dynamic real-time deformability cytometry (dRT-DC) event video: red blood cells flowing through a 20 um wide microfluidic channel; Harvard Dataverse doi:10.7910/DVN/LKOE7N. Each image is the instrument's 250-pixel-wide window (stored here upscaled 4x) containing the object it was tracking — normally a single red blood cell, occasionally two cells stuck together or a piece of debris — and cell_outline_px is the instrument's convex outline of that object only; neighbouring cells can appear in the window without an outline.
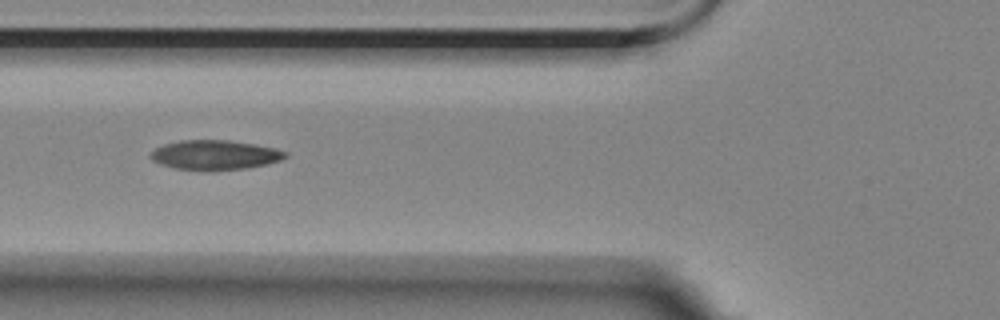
{"species": "Egyptian fruit bat (a non-hibernating species)", "species_latin": "Rousettus aegyptiacus", "temperature_condition": "room temperature", "stored_images_in_passage": 6, "camera_frame_rate_fps": 3000, "um_per_image_px": 0.085, "animal": {"sex": "female"}, "frame": {"image": 1, "passage_image": 2, "time_ms": 1.333, "image_size_px": [1000, 320], "cell_outline_px": [[288, 156], [280, 160], [268, 164], [248, 168], [172, 168], [160, 164], [152, 160], [148, 156], [156, 148], [164, 144], [180, 140], [228, 140], [276, 148], [288, 152]], "centroid_in_image_um": [18.28, 13.14], "position_along_channel_um": 107.5, "area_um2": 22.6}}
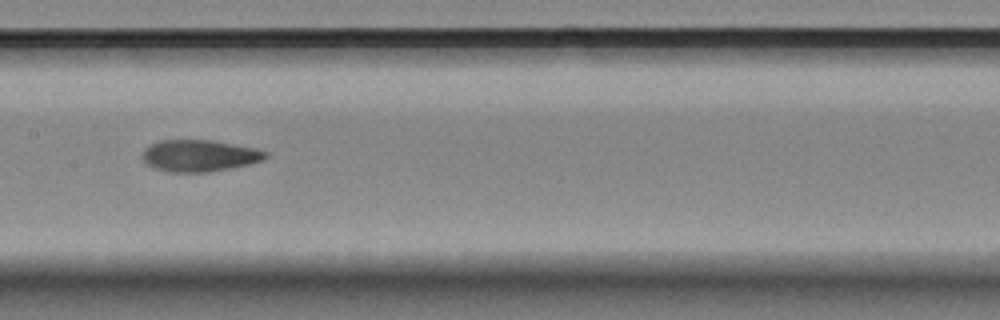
{"frame": {"image": 2, "passage_image": 4, "time_ms": 3.667, "image_size_px": [1000, 320], "cell_outline_px": [[268, 156], [264, 160], [248, 164], [208, 172], [168, 172], [156, 168], [148, 164], [144, 160], [144, 148], [160, 140], [212, 140], [256, 148], [268, 152]], "centroid_in_image_um": [16.98, 13.23], "position_along_channel_um": 190.4, "area_um2": 22.54}}
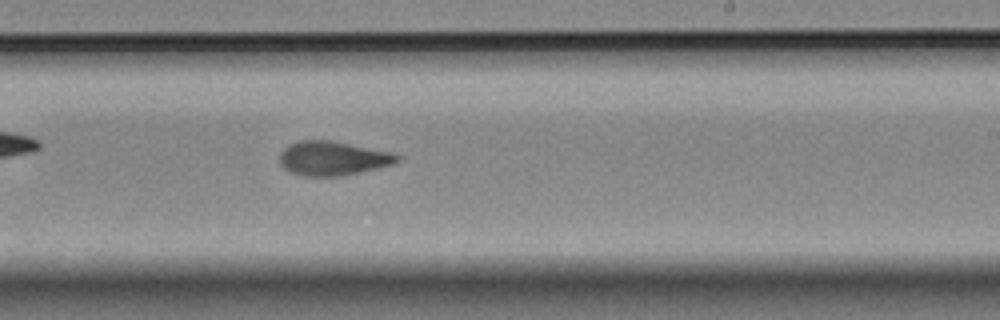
{"frame": {"image": 3, "passage_image": 6, "time_ms": 5.667, "image_size_px": [1000, 320], "cell_outline_px": [[400, 160], [392, 164], [376, 168], [340, 176], [304, 176], [292, 172], [284, 168], [280, 164], [280, 152], [288, 144], [300, 140], [332, 140], [392, 152], [400, 156]], "centroid_in_image_um": [28.27, 13.44], "position_along_channel_um": 260.7, "area_um2": 23.35}}